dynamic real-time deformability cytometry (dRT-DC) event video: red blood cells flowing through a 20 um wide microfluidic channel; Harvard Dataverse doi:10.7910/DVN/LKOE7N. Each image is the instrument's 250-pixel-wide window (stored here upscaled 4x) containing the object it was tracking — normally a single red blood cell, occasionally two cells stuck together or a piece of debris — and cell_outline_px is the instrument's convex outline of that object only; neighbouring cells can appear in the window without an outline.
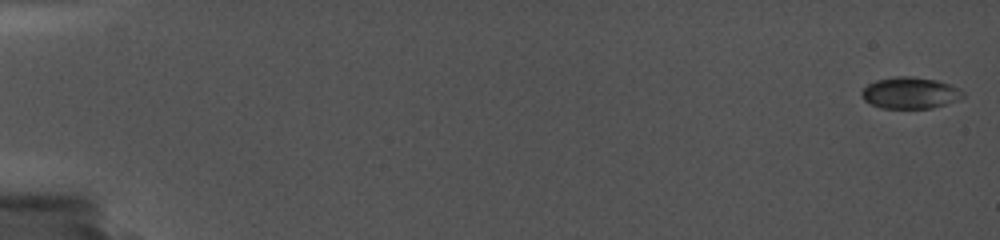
{"species": "common noctule bat (a hibernating species)", "species_latin": "Nyctalus noctula", "temperature_condition": "cold", "stored_images_in_passage": 29, "camera_frame_rate_fps": 5000, "um_per_image_px": 0.085, "animal": {"sex": "female", "body_mass_g": 19.0, "forearm_length_mm": 56.7}, "frame": {"image": 1, "passage_image": 1, "time_ms": 0.0, "image_size_px": [1000, 240], "cell_outline_px": [[964, 96], [956, 100], [932, 108], [880, 108], [864, 100], [860, 96], [860, 92], [868, 84], [876, 80], [896, 76], [912, 76], [936, 80], [960, 88], [964, 92]], "centroid_in_image_um": [77.33, 7.89], "position_along_channel_um": 7.7, "area_um2": 18.55}}
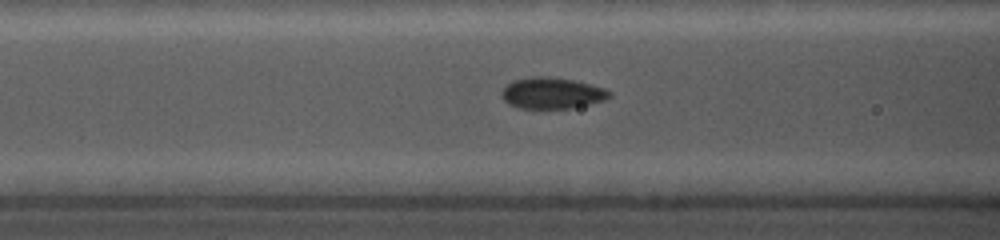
{"frame": {"image": 2, "passage_image": 20, "time_ms": 8.0, "image_size_px": [1000, 240], "cell_outline_px": [[612, 96], [604, 100], [572, 108], [520, 108], [508, 104], [504, 100], [504, 88], [512, 80], [532, 76], [548, 76], [572, 80], [592, 84], [604, 88], [612, 92]], "centroid_in_image_um": [46.95, 7.9], "position_along_channel_um": 119.6, "area_um2": 19.48}}
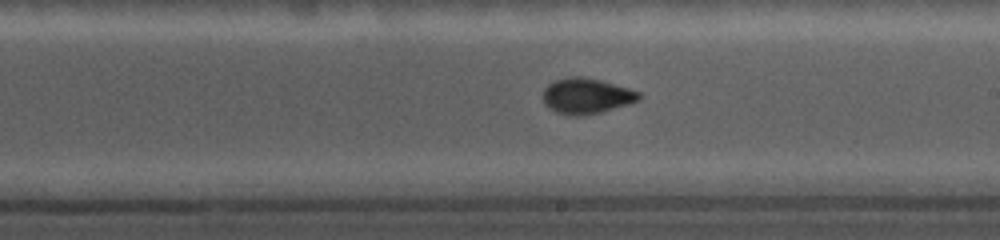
{"frame": {"image": 3, "passage_image": 28, "time_ms": 11.2, "image_size_px": [1000, 240], "cell_outline_px": [[640, 100], [600, 112], [576, 116], [556, 112], [544, 104], [544, 88], [548, 84], [556, 80], [572, 76], [580, 76], [600, 80], [628, 88], [640, 92]], "centroid_in_image_um": [49.84, 8.15], "position_along_channel_um": 239.2, "area_um2": 19.54}}